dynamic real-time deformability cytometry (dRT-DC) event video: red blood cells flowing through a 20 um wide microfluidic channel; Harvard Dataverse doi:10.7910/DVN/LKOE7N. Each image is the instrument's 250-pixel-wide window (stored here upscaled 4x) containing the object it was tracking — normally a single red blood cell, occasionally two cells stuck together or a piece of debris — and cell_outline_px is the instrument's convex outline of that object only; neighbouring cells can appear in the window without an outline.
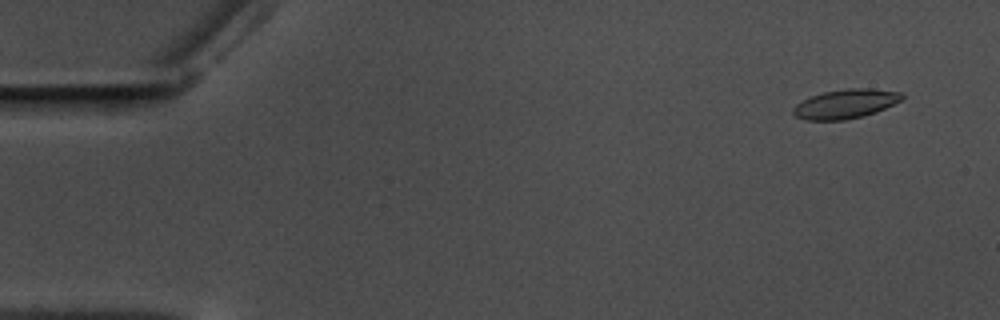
{"species": "common noctule bat (a hibernating species)", "species_latin": "Nyctalus noctula", "temperature_condition": "warm", "stored_images_in_passage": 58, "camera_frame_rate_fps": 3000, "um_per_image_px": 0.085, "animal": {"sex": "male", "body_mass_g": 17.5, "forearm_length_mm": 52.3}, "frame": {"image": 1, "passage_image": 4, "time_ms": 1.0, "image_size_px": [1000, 320], "cell_outline_px": [[904, 96], [900, 100], [876, 112], [864, 116], [844, 120], [804, 120], [796, 116], [792, 112], [792, 108], [796, 104], [812, 96], [824, 92], [848, 88], [872, 88], [900, 92]], "centroid_in_image_um": [71.85, 8.83], "position_along_channel_um": 13.2, "area_um2": 18.38}}
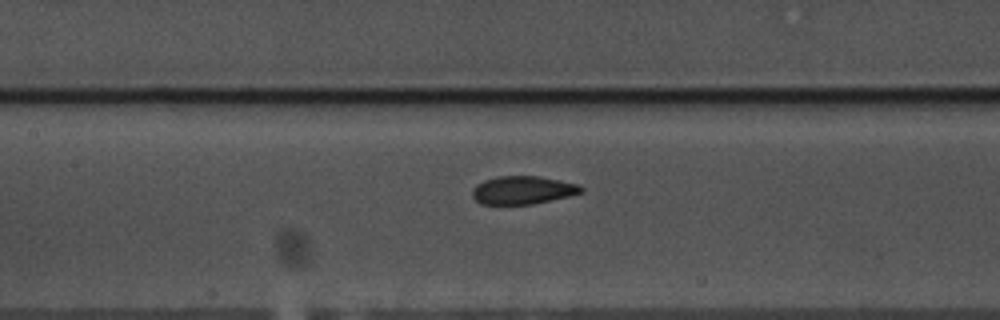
{"frame": {"image": 2, "passage_image": 27, "time_ms": 8.667, "image_size_px": [1000, 320], "cell_outline_px": [[584, 192], [568, 196], [532, 204], [480, 204], [472, 196], [472, 192], [476, 184], [484, 180], [496, 176], [540, 176], [580, 184], [584, 188]], "centroid_in_image_um": [44.45, 16.15], "position_along_channel_um": 163.0, "area_um2": 17.92}}
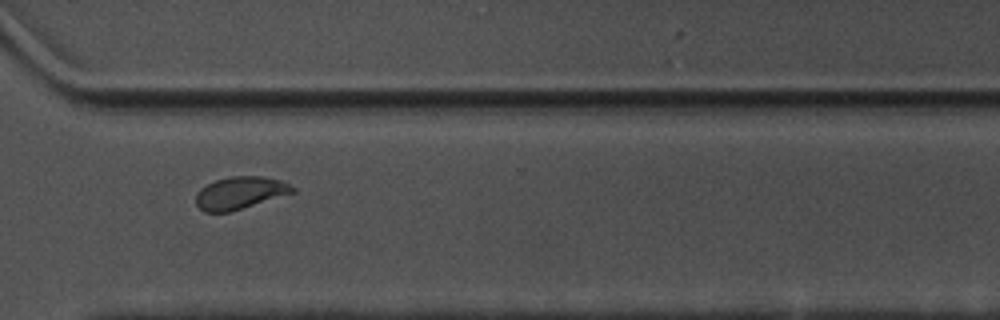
{"frame": {"image": 3, "passage_image": 43, "time_ms": 14.0, "image_size_px": [1000, 320], "cell_outline_px": [[296, 192], [228, 212], [204, 212], [196, 204], [196, 196], [200, 188], [216, 180], [228, 176], [264, 176], [280, 180], [296, 188]], "centroid_in_image_um": [20.41, 16.38], "position_along_channel_um": 350.2, "area_um2": 18.15}, "authors_computed_cell_mechanics": {"area_um2": 18.496, "velocity_mm_per_s": 3.5195, "shape_relaxation_time_tau1_ms": 7.5999, "shape_relaxation_time_tau2_ms": 0.8847, "deformation_change_tau1": 0.1615, "deformation_change_tau2": 0.0459}}